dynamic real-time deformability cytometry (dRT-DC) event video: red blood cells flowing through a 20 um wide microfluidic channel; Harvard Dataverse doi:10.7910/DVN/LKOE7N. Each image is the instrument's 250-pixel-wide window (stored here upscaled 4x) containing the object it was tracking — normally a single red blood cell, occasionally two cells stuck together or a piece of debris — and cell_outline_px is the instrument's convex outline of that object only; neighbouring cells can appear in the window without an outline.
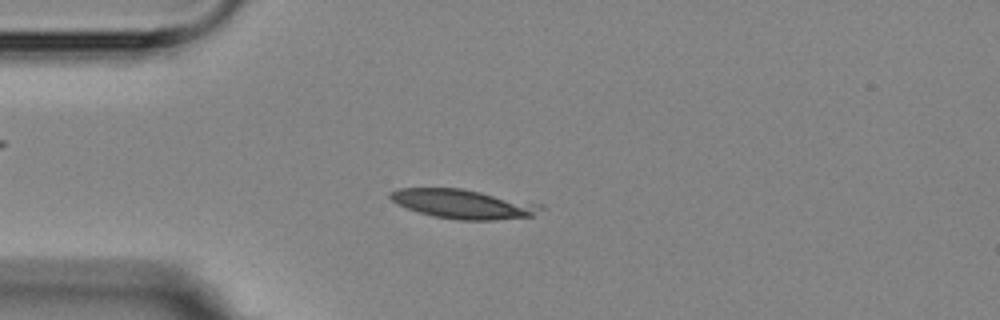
{"species": "Egyptian fruit bat (a non-hibernating species)", "species_latin": "Rousettus aegyptiacus", "temperature_condition": "room temperature", "stored_images_in_passage": 3, "camera_frame_rate_fps": 3000, "um_per_image_px": 0.085, "animal": {"sex": "female"}, "frame": {"image": 1, "passage_image": 2, "time_ms": 1.0, "image_size_px": [1000, 320], "cell_outline_px": [[544, 208], [532, 216], [496, 220], [456, 220], [432, 216], [396, 204], [388, 196], [388, 192], [400, 188], [460, 188], [544, 204]], "centroid_in_image_um": [39.38, 17.34], "position_along_channel_um": 45.6, "area_um2": 25.72}}